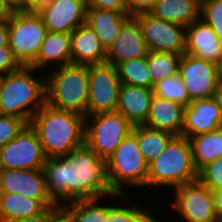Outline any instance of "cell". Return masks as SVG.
<instances>
[{
  "label": "cell",
  "instance_id": "37",
  "mask_svg": "<svg viewBox=\"0 0 222 222\" xmlns=\"http://www.w3.org/2000/svg\"><path fill=\"white\" fill-rule=\"evenodd\" d=\"M21 67L8 45L0 47V74L6 75Z\"/></svg>",
  "mask_w": 222,
  "mask_h": 222
},
{
  "label": "cell",
  "instance_id": "35",
  "mask_svg": "<svg viewBox=\"0 0 222 222\" xmlns=\"http://www.w3.org/2000/svg\"><path fill=\"white\" fill-rule=\"evenodd\" d=\"M26 125L23 119L0 114V149L14 139Z\"/></svg>",
  "mask_w": 222,
  "mask_h": 222
},
{
  "label": "cell",
  "instance_id": "24",
  "mask_svg": "<svg viewBox=\"0 0 222 222\" xmlns=\"http://www.w3.org/2000/svg\"><path fill=\"white\" fill-rule=\"evenodd\" d=\"M201 6L193 0H157L152 16L187 27L200 18Z\"/></svg>",
  "mask_w": 222,
  "mask_h": 222
},
{
  "label": "cell",
  "instance_id": "39",
  "mask_svg": "<svg viewBox=\"0 0 222 222\" xmlns=\"http://www.w3.org/2000/svg\"><path fill=\"white\" fill-rule=\"evenodd\" d=\"M157 0H127L126 7L130 17L138 14L149 13Z\"/></svg>",
  "mask_w": 222,
  "mask_h": 222
},
{
  "label": "cell",
  "instance_id": "32",
  "mask_svg": "<svg viewBox=\"0 0 222 222\" xmlns=\"http://www.w3.org/2000/svg\"><path fill=\"white\" fill-rule=\"evenodd\" d=\"M22 195L33 199H52L42 169H23Z\"/></svg>",
  "mask_w": 222,
  "mask_h": 222
},
{
  "label": "cell",
  "instance_id": "50",
  "mask_svg": "<svg viewBox=\"0 0 222 222\" xmlns=\"http://www.w3.org/2000/svg\"><path fill=\"white\" fill-rule=\"evenodd\" d=\"M193 1H196L201 6L204 0H193Z\"/></svg>",
  "mask_w": 222,
  "mask_h": 222
},
{
  "label": "cell",
  "instance_id": "7",
  "mask_svg": "<svg viewBox=\"0 0 222 222\" xmlns=\"http://www.w3.org/2000/svg\"><path fill=\"white\" fill-rule=\"evenodd\" d=\"M47 32L37 11H13L8 20V41L21 66H30L36 60Z\"/></svg>",
  "mask_w": 222,
  "mask_h": 222
},
{
  "label": "cell",
  "instance_id": "31",
  "mask_svg": "<svg viewBox=\"0 0 222 222\" xmlns=\"http://www.w3.org/2000/svg\"><path fill=\"white\" fill-rule=\"evenodd\" d=\"M153 93L163 99L174 101L183 106H188L190 100L179 74L165 77L154 84Z\"/></svg>",
  "mask_w": 222,
  "mask_h": 222
},
{
  "label": "cell",
  "instance_id": "28",
  "mask_svg": "<svg viewBox=\"0 0 222 222\" xmlns=\"http://www.w3.org/2000/svg\"><path fill=\"white\" fill-rule=\"evenodd\" d=\"M126 194H122V198L130 205L124 207L121 205H107L106 222H162L158 217L154 218L149 208H142V206L133 202V199L128 198ZM150 211V212H149Z\"/></svg>",
  "mask_w": 222,
  "mask_h": 222
},
{
  "label": "cell",
  "instance_id": "40",
  "mask_svg": "<svg viewBox=\"0 0 222 222\" xmlns=\"http://www.w3.org/2000/svg\"><path fill=\"white\" fill-rule=\"evenodd\" d=\"M49 222H74L72 215L63 205L49 207Z\"/></svg>",
  "mask_w": 222,
  "mask_h": 222
},
{
  "label": "cell",
  "instance_id": "42",
  "mask_svg": "<svg viewBox=\"0 0 222 222\" xmlns=\"http://www.w3.org/2000/svg\"><path fill=\"white\" fill-rule=\"evenodd\" d=\"M212 195L215 203L216 217L219 222H222V189L212 190Z\"/></svg>",
  "mask_w": 222,
  "mask_h": 222
},
{
  "label": "cell",
  "instance_id": "26",
  "mask_svg": "<svg viewBox=\"0 0 222 222\" xmlns=\"http://www.w3.org/2000/svg\"><path fill=\"white\" fill-rule=\"evenodd\" d=\"M132 133L137 137L142 156L148 164L165 150L166 145L174 137L172 133L145 125L133 126Z\"/></svg>",
  "mask_w": 222,
  "mask_h": 222
},
{
  "label": "cell",
  "instance_id": "44",
  "mask_svg": "<svg viewBox=\"0 0 222 222\" xmlns=\"http://www.w3.org/2000/svg\"><path fill=\"white\" fill-rule=\"evenodd\" d=\"M13 11L2 0H0V22H6L11 18Z\"/></svg>",
  "mask_w": 222,
  "mask_h": 222
},
{
  "label": "cell",
  "instance_id": "20",
  "mask_svg": "<svg viewBox=\"0 0 222 222\" xmlns=\"http://www.w3.org/2000/svg\"><path fill=\"white\" fill-rule=\"evenodd\" d=\"M185 106L174 101L153 96L146 122L149 128L181 136L184 126Z\"/></svg>",
  "mask_w": 222,
  "mask_h": 222
},
{
  "label": "cell",
  "instance_id": "1",
  "mask_svg": "<svg viewBox=\"0 0 222 222\" xmlns=\"http://www.w3.org/2000/svg\"><path fill=\"white\" fill-rule=\"evenodd\" d=\"M42 170L47 191L58 205L75 200L122 197L112 193L107 184L105 161L86 144L62 156L48 157Z\"/></svg>",
  "mask_w": 222,
  "mask_h": 222
},
{
  "label": "cell",
  "instance_id": "46",
  "mask_svg": "<svg viewBox=\"0 0 222 222\" xmlns=\"http://www.w3.org/2000/svg\"><path fill=\"white\" fill-rule=\"evenodd\" d=\"M4 1L12 11H20V0H2Z\"/></svg>",
  "mask_w": 222,
  "mask_h": 222
},
{
  "label": "cell",
  "instance_id": "6",
  "mask_svg": "<svg viewBox=\"0 0 222 222\" xmlns=\"http://www.w3.org/2000/svg\"><path fill=\"white\" fill-rule=\"evenodd\" d=\"M105 171L107 184L114 194H126V185L132 188L147 187L148 163L142 156L137 137L132 132L107 158Z\"/></svg>",
  "mask_w": 222,
  "mask_h": 222
},
{
  "label": "cell",
  "instance_id": "11",
  "mask_svg": "<svg viewBox=\"0 0 222 222\" xmlns=\"http://www.w3.org/2000/svg\"><path fill=\"white\" fill-rule=\"evenodd\" d=\"M174 190L171 206L185 222H219L212 191L199 180Z\"/></svg>",
  "mask_w": 222,
  "mask_h": 222
},
{
  "label": "cell",
  "instance_id": "30",
  "mask_svg": "<svg viewBox=\"0 0 222 222\" xmlns=\"http://www.w3.org/2000/svg\"><path fill=\"white\" fill-rule=\"evenodd\" d=\"M104 199L75 200L65 203L63 206L72 215L74 222H106L107 206L97 204L100 203L99 200Z\"/></svg>",
  "mask_w": 222,
  "mask_h": 222
},
{
  "label": "cell",
  "instance_id": "14",
  "mask_svg": "<svg viewBox=\"0 0 222 222\" xmlns=\"http://www.w3.org/2000/svg\"><path fill=\"white\" fill-rule=\"evenodd\" d=\"M50 32L71 34L85 23L86 0H47L37 10Z\"/></svg>",
  "mask_w": 222,
  "mask_h": 222
},
{
  "label": "cell",
  "instance_id": "48",
  "mask_svg": "<svg viewBox=\"0 0 222 222\" xmlns=\"http://www.w3.org/2000/svg\"><path fill=\"white\" fill-rule=\"evenodd\" d=\"M217 98L220 100L221 107H222V86H219V89L217 91Z\"/></svg>",
  "mask_w": 222,
  "mask_h": 222
},
{
  "label": "cell",
  "instance_id": "21",
  "mask_svg": "<svg viewBox=\"0 0 222 222\" xmlns=\"http://www.w3.org/2000/svg\"><path fill=\"white\" fill-rule=\"evenodd\" d=\"M57 205L53 199H33L16 193H0V222H16Z\"/></svg>",
  "mask_w": 222,
  "mask_h": 222
},
{
  "label": "cell",
  "instance_id": "12",
  "mask_svg": "<svg viewBox=\"0 0 222 222\" xmlns=\"http://www.w3.org/2000/svg\"><path fill=\"white\" fill-rule=\"evenodd\" d=\"M138 21L149 51L184 54L186 27L178 23L156 18L149 13L134 16Z\"/></svg>",
  "mask_w": 222,
  "mask_h": 222
},
{
  "label": "cell",
  "instance_id": "45",
  "mask_svg": "<svg viewBox=\"0 0 222 222\" xmlns=\"http://www.w3.org/2000/svg\"><path fill=\"white\" fill-rule=\"evenodd\" d=\"M8 38V21L0 22V47L9 44Z\"/></svg>",
  "mask_w": 222,
  "mask_h": 222
},
{
  "label": "cell",
  "instance_id": "43",
  "mask_svg": "<svg viewBox=\"0 0 222 222\" xmlns=\"http://www.w3.org/2000/svg\"><path fill=\"white\" fill-rule=\"evenodd\" d=\"M16 222H49V207L38 215L27 217Z\"/></svg>",
  "mask_w": 222,
  "mask_h": 222
},
{
  "label": "cell",
  "instance_id": "27",
  "mask_svg": "<svg viewBox=\"0 0 222 222\" xmlns=\"http://www.w3.org/2000/svg\"><path fill=\"white\" fill-rule=\"evenodd\" d=\"M116 67L122 84L153 89L154 84L147 66V56L130 59Z\"/></svg>",
  "mask_w": 222,
  "mask_h": 222
},
{
  "label": "cell",
  "instance_id": "25",
  "mask_svg": "<svg viewBox=\"0 0 222 222\" xmlns=\"http://www.w3.org/2000/svg\"><path fill=\"white\" fill-rule=\"evenodd\" d=\"M188 139L192 147L194 166L198 172L207 164L222 157V126Z\"/></svg>",
  "mask_w": 222,
  "mask_h": 222
},
{
  "label": "cell",
  "instance_id": "22",
  "mask_svg": "<svg viewBox=\"0 0 222 222\" xmlns=\"http://www.w3.org/2000/svg\"><path fill=\"white\" fill-rule=\"evenodd\" d=\"M60 67L71 63V34L48 31L36 60L30 65L44 70L49 64Z\"/></svg>",
  "mask_w": 222,
  "mask_h": 222
},
{
  "label": "cell",
  "instance_id": "47",
  "mask_svg": "<svg viewBox=\"0 0 222 222\" xmlns=\"http://www.w3.org/2000/svg\"><path fill=\"white\" fill-rule=\"evenodd\" d=\"M218 85L222 86V58L216 63Z\"/></svg>",
  "mask_w": 222,
  "mask_h": 222
},
{
  "label": "cell",
  "instance_id": "33",
  "mask_svg": "<svg viewBox=\"0 0 222 222\" xmlns=\"http://www.w3.org/2000/svg\"><path fill=\"white\" fill-rule=\"evenodd\" d=\"M200 18L207 22L222 41V0H204Z\"/></svg>",
  "mask_w": 222,
  "mask_h": 222
},
{
  "label": "cell",
  "instance_id": "10",
  "mask_svg": "<svg viewBox=\"0 0 222 222\" xmlns=\"http://www.w3.org/2000/svg\"><path fill=\"white\" fill-rule=\"evenodd\" d=\"M46 155L36 131L27 124L20 133L0 149V169H42Z\"/></svg>",
  "mask_w": 222,
  "mask_h": 222
},
{
  "label": "cell",
  "instance_id": "17",
  "mask_svg": "<svg viewBox=\"0 0 222 222\" xmlns=\"http://www.w3.org/2000/svg\"><path fill=\"white\" fill-rule=\"evenodd\" d=\"M185 39V53L215 64L222 58V41L202 18L186 27Z\"/></svg>",
  "mask_w": 222,
  "mask_h": 222
},
{
  "label": "cell",
  "instance_id": "15",
  "mask_svg": "<svg viewBox=\"0 0 222 222\" xmlns=\"http://www.w3.org/2000/svg\"><path fill=\"white\" fill-rule=\"evenodd\" d=\"M222 126V107L217 96L190 101L185 107L182 135L190 138Z\"/></svg>",
  "mask_w": 222,
  "mask_h": 222
},
{
  "label": "cell",
  "instance_id": "38",
  "mask_svg": "<svg viewBox=\"0 0 222 222\" xmlns=\"http://www.w3.org/2000/svg\"><path fill=\"white\" fill-rule=\"evenodd\" d=\"M87 8L111 10L128 14L124 0H86Z\"/></svg>",
  "mask_w": 222,
  "mask_h": 222
},
{
  "label": "cell",
  "instance_id": "3",
  "mask_svg": "<svg viewBox=\"0 0 222 222\" xmlns=\"http://www.w3.org/2000/svg\"><path fill=\"white\" fill-rule=\"evenodd\" d=\"M31 66H21L5 75L0 92V114L23 119L27 124L46 103V77L35 78Z\"/></svg>",
  "mask_w": 222,
  "mask_h": 222
},
{
  "label": "cell",
  "instance_id": "29",
  "mask_svg": "<svg viewBox=\"0 0 222 222\" xmlns=\"http://www.w3.org/2000/svg\"><path fill=\"white\" fill-rule=\"evenodd\" d=\"M181 56L180 54L169 52L149 51L147 55V66L152 78V83L156 84L165 77L178 74Z\"/></svg>",
  "mask_w": 222,
  "mask_h": 222
},
{
  "label": "cell",
  "instance_id": "36",
  "mask_svg": "<svg viewBox=\"0 0 222 222\" xmlns=\"http://www.w3.org/2000/svg\"><path fill=\"white\" fill-rule=\"evenodd\" d=\"M23 169H0V193L22 195Z\"/></svg>",
  "mask_w": 222,
  "mask_h": 222
},
{
  "label": "cell",
  "instance_id": "13",
  "mask_svg": "<svg viewBox=\"0 0 222 222\" xmlns=\"http://www.w3.org/2000/svg\"><path fill=\"white\" fill-rule=\"evenodd\" d=\"M178 74L190 101L217 96L219 85L215 63L184 53L180 59Z\"/></svg>",
  "mask_w": 222,
  "mask_h": 222
},
{
  "label": "cell",
  "instance_id": "5",
  "mask_svg": "<svg viewBox=\"0 0 222 222\" xmlns=\"http://www.w3.org/2000/svg\"><path fill=\"white\" fill-rule=\"evenodd\" d=\"M198 180L190 140L174 136L165 150L148 164L147 187H178Z\"/></svg>",
  "mask_w": 222,
  "mask_h": 222
},
{
  "label": "cell",
  "instance_id": "19",
  "mask_svg": "<svg viewBox=\"0 0 222 222\" xmlns=\"http://www.w3.org/2000/svg\"><path fill=\"white\" fill-rule=\"evenodd\" d=\"M106 62V51L96 32L85 22L71 33V63L95 65Z\"/></svg>",
  "mask_w": 222,
  "mask_h": 222
},
{
  "label": "cell",
  "instance_id": "8",
  "mask_svg": "<svg viewBox=\"0 0 222 222\" xmlns=\"http://www.w3.org/2000/svg\"><path fill=\"white\" fill-rule=\"evenodd\" d=\"M133 124L118 112L86 116L85 144L104 161L133 129Z\"/></svg>",
  "mask_w": 222,
  "mask_h": 222
},
{
  "label": "cell",
  "instance_id": "2",
  "mask_svg": "<svg viewBox=\"0 0 222 222\" xmlns=\"http://www.w3.org/2000/svg\"><path fill=\"white\" fill-rule=\"evenodd\" d=\"M46 157H59L85 144L86 117L45 103L29 123Z\"/></svg>",
  "mask_w": 222,
  "mask_h": 222
},
{
  "label": "cell",
  "instance_id": "41",
  "mask_svg": "<svg viewBox=\"0 0 222 222\" xmlns=\"http://www.w3.org/2000/svg\"><path fill=\"white\" fill-rule=\"evenodd\" d=\"M45 0H20V11H37Z\"/></svg>",
  "mask_w": 222,
  "mask_h": 222
},
{
  "label": "cell",
  "instance_id": "18",
  "mask_svg": "<svg viewBox=\"0 0 222 222\" xmlns=\"http://www.w3.org/2000/svg\"><path fill=\"white\" fill-rule=\"evenodd\" d=\"M153 96L151 88L121 83L116 112L122 114L134 126L143 125L148 118Z\"/></svg>",
  "mask_w": 222,
  "mask_h": 222
},
{
  "label": "cell",
  "instance_id": "16",
  "mask_svg": "<svg viewBox=\"0 0 222 222\" xmlns=\"http://www.w3.org/2000/svg\"><path fill=\"white\" fill-rule=\"evenodd\" d=\"M148 46L138 21L130 17L121 27L113 45L106 52V62L117 66L120 63L147 56Z\"/></svg>",
  "mask_w": 222,
  "mask_h": 222
},
{
  "label": "cell",
  "instance_id": "4",
  "mask_svg": "<svg viewBox=\"0 0 222 222\" xmlns=\"http://www.w3.org/2000/svg\"><path fill=\"white\" fill-rule=\"evenodd\" d=\"M45 77L49 106L87 116L88 65L66 64L56 67Z\"/></svg>",
  "mask_w": 222,
  "mask_h": 222
},
{
  "label": "cell",
  "instance_id": "34",
  "mask_svg": "<svg viewBox=\"0 0 222 222\" xmlns=\"http://www.w3.org/2000/svg\"><path fill=\"white\" fill-rule=\"evenodd\" d=\"M198 180L211 191L222 189V157L204 166L198 172Z\"/></svg>",
  "mask_w": 222,
  "mask_h": 222
},
{
  "label": "cell",
  "instance_id": "9",
  "mask_svg": "<svg viewBox=\"0 0 222 222\" xmlns=\"http://www.w3.org/2000/svg\"><path fill=\"white\" fill-rule=\"evenodd\" d=\"M88 74L87 116L115 112L121 85L117 67L107 62L88 65Z\"/></svg>",
  "mask_w": 222,
  "mask_h": 222
},
{
  "label": "cell",
  "instance_id": "23",
  "mask_svg": "<svg viewBox=\"0 0 222 222\" xmlns=\"http://www.w3.org/2000/svg\"><path fill=\"white\" fill-rule=\"evenodd\" d=\"M130 18L123 12L87 8L85 22L96 32L107 52L116 40L122 25Z\"/></svg>",
  "mask_w": 222,
  "mask_h": 222
},
{
  "label": "cell",
  "instance_id": "49",
  "mask_svg": "<svg viewBox=\"0 0 222 222\" xmlns=\"http://www.w3.org/2000/svg\"><path fill=\"white\" fill-rule=\"evenodd\" d=\"M4 79H5V75L0 74V92H1V89H2V86H3V83H4Z\"/></svg>",
  "mask_w": 222,
  "mask_h": 222
}]
</instances>
